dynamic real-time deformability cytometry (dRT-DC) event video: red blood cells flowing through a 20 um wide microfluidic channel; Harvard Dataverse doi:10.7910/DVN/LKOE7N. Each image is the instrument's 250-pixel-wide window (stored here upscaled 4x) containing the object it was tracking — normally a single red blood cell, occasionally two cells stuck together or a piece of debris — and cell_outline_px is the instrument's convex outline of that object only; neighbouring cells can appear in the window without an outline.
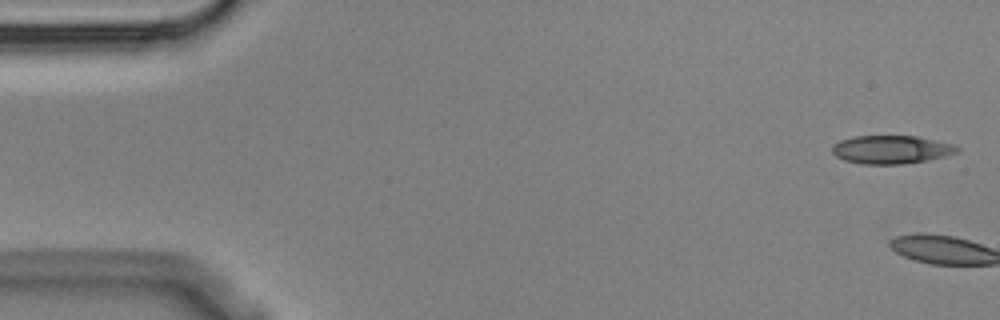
{"species": "Egyptian fruit bat (a non-hibernating species)", "species_latin": "Rousettus aegyptiacus", "temperature_condition": "cold", "stored_images_in_passage": 3, "camera_frame_rate_fps": 3000, "um_per_image_px": 0.085, "animal": {"sex": "male"}, "frame": {"image": 1, "passage_image": 3, "time_ms": 0.667, "image_size_px": [1000, 320], "cell_outline_px": [[960, 148], [956, 152], [944, 156], [928, 160], [904, 164], [864, 164], [844, 160], [836, 156], [832, 152], [832, 144], [840, 140], [852, 136], [916, 136], [952, 144]], "centroid_in_image_um": [75.71, 12.71], "position_along_channel_um": 9.3, "area_um2": 20.52}}